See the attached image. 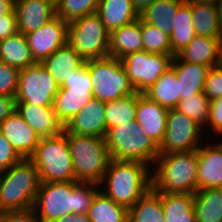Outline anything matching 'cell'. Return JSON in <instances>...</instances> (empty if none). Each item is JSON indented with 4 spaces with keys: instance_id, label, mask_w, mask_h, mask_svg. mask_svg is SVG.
I'll return each instance as SVG.
<instances>
[{
    "instance_id": "6da1fadb",
    "label": "cell",
    "mask_w": 222,
    "mask_h": 222,
    "mask_svg": "<svg viewBox=\"0 0 222 222\" xmlns=\"http://www.w3.org/2000/svg\"><path fill=\"white\" fill-rule=\"evenodd\" d=\"M100 185L78 181L41 182L33 207L42 222H54L66 214H87Z\"/></svg>"
},
{
    "instance_id": "7a4b0ae2",
    "label": "cell",
    "mask_w": 222,
    "mask_h": 222,
    "mask_svg": "<svg viewBox=\"0 0 222 222\" xmlns=\"http://www.w3.org/2000/svg\"><path fill=\"white\" fill-rule=\"evenodd\" d=\"M152 167L139 161L111 158L103 180L102 191L128 210L152 188Z\"/></svg>"
},
{
    "instance_id": "3957f363",
    "label": "cell",
    "mask_w": 222,
    "mask_h": 222,
    "mask_svg": "<svg viewBox=\"0 0 222 222\" xmlns=\"http://www.w3.org/2000/svg\"><path fill=\"white\" fill-rule=\"evenodd\" d=\"M154 166L152 188L157 193L194 194L197 191L198 149L159 154Z\"/></svg>"
},
{
    "instance_id": "277c9868",
    "label": "cell",
    "mask_w": 222,
    "mask_h": 222,
    "mask_svg": "<svg viewBox=\"0 0 222 222\" xmlns=\"http://www.w3.org/2000/svg\"><path fill=\"white\" fill-rule=\"evenodd\" d=\"M41 179L29 158L21 159L0 172V201L5 211H24L34 207Z\"/></svg>"
},
{
    "instance_id": "5b68a950",
    "label": "cell",
    "mask_w": 222,
    "mask_h": 222,
    "mask_svg": "<svg viewBox=\"0 0 222 222\" xmlns=\"http://www.w3.org/2000/svg\"><path fill=\"white\" fill-rule=\"evenodd\" d=\"M76 181L100 185L111 156L105 138L67 132Z\"/></svg>"
},
{
    "instance_id": "8992f818",
    "label": "cell",
    "mask_w": 222,
    "mask_h": 222,
    "mask_svg": "<svg viewBox=\"0 0 222 222\" xmlns=\"http://www.w3.org/2000/svg\"><path fill=\"white\" fill-rule=\"evenodd\" d=\"M105 142L113 159L139 161L154 166L160 154L159 146L135 120L109 128Z\"/></svg>"
},
{
    "instance_id": "52a82bcc",
    "label": "cell",
    "mask_w": 222,
    "mask_h": 222,
    "mask_svg": "<svg viewBox=\"0 0 222 222\" xmlns=\"http://www.w3.org/2000/svg\"><path fill=\"white\" fill-rule=\"evenodd\" d=\"M29 159L37 168L41 182L76 181L65 129L57 136L40 138Z\"/></svg>"
},
{
    "instance_id": "ba28073f",
    "label": "cell",
    "mask_w": 222,
    "mask_h": 222,
    "mask_svg": "<svg viewBox=\"0 0 222 222\" xmlns=\"http://www.w3.org/2000/svg\"><path fill=\"white\" fill-rule=\"evenodd\" d=\"M92 81V94L102 102L118 100L136 93L121 59L106 57L85 61Z\"/></svg>"
},
{
    "instance_id": "9c48e42d",
    "label": "cell",
    "mask_w": 222,
    "mask_h": 222,
    "mask_svg": "<svg viewBox=\"0 0 222 222\" xmlns=\"http://www.w3.org/2000/svg\"><path fill=\"white\" fill-rule=\"evenodd\" d=\"M109 39L110 32L96 12L67 26L66 44L85 61L109 57Z\"/></svg>"
},
{
    "instance_id": "30bf717a",
    "label": "cell",
    "mask_w": 222,
    "mask_h": 222,
    "mask_svg": "<svg viewBox=\"0 0 222 222\" xmlns=\"http://www.w3.org/2000/svg\"><path fill=\"white\" fill-rule=\"evenodd\" d=\"M92 99V81L87 64L84 63L59 88L53 100V109L65 126Z\"/></svg>"
},
{
    "instance_id": "8fae6325",
    "label": "cell",
    "mask_w": 222,
    "mask_h": 222,
    "mask_svg": "<svg viewBox=\"0 0 222 222\" xmlns=\"http://www.w3.org/2000/svg\"><path fill=\"white\" fill-rule=\"evenodd\" d=\"M173 57L141 50L123 57L121 62L135 91L143 93L171 67Z\"/></svg>"
},
{
    "instance_id": "7c38bea8",
    "label": "cell",
    "mask_w": 222,
    "mask_h": 222,
    "mask_svg": "<svg viewBox=\"0 0 222 222\" xmlns=\"http://www.w3.org/2000/svg\"><path fill=\"white\" fill-rule=\"evenodd\" d=\"M59 85L41 63L20 70L16 102L53 106Z\"/></svg>"
},
{
    "instance_id": "4fadbf2b",
    "label": "cell",
    "mask_w": 222,
    "mask_h": 222,
    "mask_svg": "<svg viewBox=\"0 0 222 222\" xmlns=\"http://www.w3.org/2000/svg\"><path fill=\"white\" fill-rule=\"evenodd\" d=\"M203 127L176 109H169L160 154L197 150L202 144Z\"/></svg>"
},
{
    "instance_id": "5bb4252c",
    "label": "cell",
    "mask_w": 222,
    "mask_h": 222,
    "mask_svg": "<svg viewBox=\"0 0 222 222\" xmlns=\"http://www.w3.org/2000/svg\"><path fill=\"white\" fill-rule=\"evenodd\" d=\"M68 23L55 16L38 30L25 34L36 63H42L57 49L66 45Z\"/></svg>"
},
{
    "instance_id": "9a60e30c",
    "label": "cell",
    "mask_w": 222,
    "mask_h": 222,
    "mask_svg": "<svg viewBox=\"0 0 222 222\" xmlns=\"http://www.w3.org/2000/svg\"><path fill=\"white\" fill-rule=\"evenodd\" d=\"M168 110L143 93L137 92L135 121L158 146L165 136Z\"/></svg>"
},
{
    "instance_id": "2e32d148",
    "label": "cell",
    "mask_w": 222,
    "mask_h": 222,
    "mask_svg": "<svg viewBox=\"0 0 222 222\" xmlns=\"http://www.w3.org/2000/svg\"><path fill=\"white\" fill-rule=\"evenodd\" d=\"M105 106L106 102L93 98L65 125V130L75 135L105 138Z\"/></svg>"
},
{
    "instance_id": "e0dca14e",
    "label": "cell",
    "mask_w": 222,
    "mask_h": 222,
    "mask_svg": "<svg viewBox=\"0 0 222 222\" xmlns=\"http://www.w3.org/2000/svg\"><path fill=\"white\" fill-rule=\"evenodd\" d=\"M18 32H34L56 16V6L50 0H15Z\"/></svg>"
},
{
    "instance_id": "ac0fdd59",
    "label": "cell",
    "mask_w": 222,
    "mask_h": 222,
    "mask_svg": "<svg viewBox=\"0 0 222 222\" xmlns=\"http://www.w3.org/2000/svg\"><path fill=\"white\" fill-rule=\"evenodd\" d=\"M0 132L22 159L30 158L40 141V137L16 110L0 124Z\"/></svg>"
},
{
    "instance_id": "d6986e66",
    "label": "cell",
    "mask_w": 222,
    "mask_h": 222,
    "mask_svg": "<svg viewBox=\"0 0 222 222\" xmlns=\"http://www.w3.org/2000/svg\"><path fill=\"white\" fill-rule=\"evenodd\" d=\"M16 111L40 138L57 136L65 126L59 121L53 106L16 102Z\"/></svg>"
},
{
    "instance_id": "ffe728a7",
    "label": "cell",
    "mask_w": 222,
    "mask_h": 222,
    "mask_svg": "<svg viewBox=\"0 0 222 222\" xmlns=\"http://www.w3.org/2000/svg\"><path fill=\"white\" fill-rule=\"evenodd\" d=\"M197 190L222 188V143L198 148Z\"/></svg>"
},
{
    "instance_id": "44dd1931",
    "label": "cell",
    "mask_w": 222,
    "mask_h": 222,
    "mask_svg": "<svg viewBox=\"0 0 222 222\" xmlns=\"http://www.w3.org/2000/svg\"><path fill=\"white\" fill-rule=\"evenodd\" d=\"M171 68L179 81L180 100L204 92L209 66L185 62L176 55L173 57Z\"/></svg>"
},
{
    "instance_id": "7402d4cb",
    "label": "cell",
    "mask_w": 222,
    "mask_h": 222,
    "mask_svg": "<svg viewBox=\"0 0 222 222\" xmlns=\"http://www.w3.org/2000/svg\"><path fill=\"white\" fill-rule=\"evenodd\" d=\"M84 63L85 60L74 48L66 44L57 49L41 64L61 87Z\"/></svg>"
},
{
    "instance_id": "603a6c76",
    "label": "cell",
    "mask_w": 222,
    "mask_h": 222,
    "mask_svg": "<svg viewBox=\"0 0 222 222\" xmlns=\"http://www.w3.org/2000/svg\"><path fill=\"white\" fill-rule=\"evenodd\" d=\"M143 50L141 18L110 33L109 57H123Z\"/></svg>"
},
{
    "instance_id": "cb8c5ba5",
    "label": "cell",
    "mask_w": 222,
    "mask_h": 222,
    "mask_svg": "<svg viewBox=\"0 0 222 222\" xmlns=\"http://www.w3.org/2000/svg\"><path fill=\"white\" fill-rule=\"evenodd\" d=\"M96 13L110 33L140 18L132 0H100Z\"/></svg>"
},
{
    "instance_id": "d4e9b609",
    "label": "cell",
    "mask_w": 222,
    "mask_h": 222,
    "mask_svg": "<svg viewBox=\"0 0 222 222\" xmlns=\"http://www.w3.org/2000/svg\"><path fill=\"white\" fill-rule=\"evenodd\" d=\"M219 38H209L195 35L188 45L177 54L185 62L217 66L219 59Z\"/></svg>"
},
{
    "instance_id": "484cf974",
    "label": "cell",
    "mask_w": 222,
    "mask_h": 222,
    "mask_svg": "<svg viewBox=\"0 0 222 222\" xmlns=\"http://www.w3.org/2000/svg\"><path fill=\"white\" fill-rule=\"evenodd\" d=\"M0 60L19 70L36 63L26 36L20 32L0 40Z\"/></svg>"
},
{
    "instance_id": "4316f807",
    "label": "cell",
    "mask_w": 222,
    "mask_h": 222,
    "mask_svg": "<svg viewBox=\"0 0 222 222\" xmlns=\"http://www.w3.org/2000/svg\"><path fill=\"white\" fill-rule=\"evenodd\" d=\"M165 222H196L194 195L190 193H162Z\"/></svg>"
},
{
    "instance_id": "83f0119b",
    "label": "cell",
    "mask_w": 222,
    "mask_h": 222,
    "mask_svg": "<svg viewBox=\"0 0 222 222\" xmlns=\"http://www.w3.org/2000/svg\"><path fill=\"white\" fill-rule=\"evenodd\" d=\"M143 94L161 106L174 109L180 101L179 81L175 71L170 67Z\"/></svg>"
},
{
    "instance_id": "f1b7e54d",
    "label": "cell",
    "mask_w": 222,
    "mask_h": 222,
    "mask_svg": "<svg viewBox=\"0 0 222 222\" xmlns=\"http://www.w3.org/2000/svg\"><path fill=\"white\" fill-rule=\"evenodd\" d=\"M193 195L196 222H222V188L197 190Z\"/></svg>"
},
{
    "instance_id": "f546056e",
    "label": "cell",
    "mask_w": 222,
    "mask_h": 222,
    "mask_svg": "<svg viewBox=\"0 0 222 222\" xmlns=\"http://www.w3.org/2000/svg\"><path fill=\"white\" fill-rule=\"evenodd\" d=\"M184 0H156L140 14V18L170 35L174 17Z\"/></svg>"
},
{
    "instance_id": "4dcf8cb0",
    "label": "cell",
    "mask_w": 222,
    "mask_h": 222,
    "mask_svg": "<svg viewBox=\"0 0 222 222\" xmlns=\"http://www.w3.org/2000/svg\"><path fill=\"white\" fill-rule=\"evenodd\" d=\"M170 34L171 55L181 52L196 35L191 8L185 1L178 7Z\"/></svg>"
},
{
    "instance_id": "1f68e13d",
    "label": "cell",
    "mask_w": 222,
    "mask_h": 222,
    "mask_svg": "<svg viewBox=\"0 0 222 222\" xmlns=\"http://www.w3.org/2000/svg\"><path fill=\"white\" fill-rule=\"evenodd\" d=\"M162 193L151 188L129 210L128 222H165Z\"/></svg>"
},
{
    "instance_id": "d6a6232c",
    "label": "cell",
    "mask_w": 222,
    "mask_h": 222,
    "mask_svg": "<svg viewBox=\"0 0 222 222\" xmlns=\"http://www.w3.org/2000/svg\"><path fill=\"white\" fill-rule=\"evenodd\" d=\"M196 35L220 38L222 29L219 23L218 7L215 4H189Z\"/></svg>"
},
{
    "instance_id": "836d02e7",
    "label": "cell",
    "mask_w": 222,
    "mask_h": 222,
    "mask_svg": "<svg viewBox=\"0 0 222 222\" xmlns=\"http://www.w3.org/2000/svg\"><path fill=\"white\" fill-rule=\"evenodd\" d=\"M91 222H128V209L99 191L87 212Z\"/></svg>"
},
{
    "instance_id": "e575fe53",
    "label": "cell",
    "mask_w": 222,
    "mask_h": 222,
    "mask_svg": "<svg viewBox=\"0 0 222 222\" xmlns=\"http://www.w3.org/2000/svg\"><path fill=\"white\" fill-rule=\"evenodd\" d=\"M137 107V92L127 97L106 102V129L120 126L135 120Z\"/></svg>"
},
{
    "instance_id": "d590c367",
    "label": "cell",
    "mask_w": 222,
    "mask_h": 222,
    "mask_svg": "<svg viewBox=\"0 0 222 222\" xmlns=\"http://www.w3.org/2000/svg\"><path fill=\"white\" fill-rule=\"evenodd\" d=\"M210 102L211 101L204 92H201L195 96H190L185 100H180L174 109L185 114L206 129L205 127L208 121Z\"/></svg>"
},
{
    "instance_id": "8d00e7d4",
    "label": "cell",
    "mask_w": 222,
    "mask_h": 222,
    "mask_svg": "<svg viewBox=\"0 0 222 222\" xmlns=\"http://www.w3.org/2000/svg\"><path fill=\"white\" fill-rule=\"evenodd\" d=\"M100 0H60L56 5V16L68 24L97 11Z\"/></svg>"
},
{
    "instance_id": "74e56055",
    "label": "cell",
    "mask_w": 222,
    "mask_h": 222,
    "mask_svg": "<svg viewBox=\"0 0 222 222\" xmlns=\"http://www.w3.org/2000/svg\"><path fill=\"white\" fill-rule=\"evenodd\" d=\"M141 32L143 39V50L171 55L170 35L164 33L156 26L150 25L141 19Z\"/></svg>"
},
{
    "instance_id": "f35d334b",
    "label": "cell",
    "mask_w": 222,
    "mask_h": 222,
    "mask_svg": "<svg viewBox=\"0 0 222 222\" xmlns=\"http://www.w3.org/2000/svg\"><path fill=\"white\" fill-rule=\"evenodd\" d=\"M20 70L0 60V95L16 97Z\"/></svg>"
},
{
    "instance_id": "ab89813d",
    "label": "cell",
    "mask_w": 222,
    "mask_h": 222,
    "mask_svg": "<svg viewBox=\"0 0 222 222\" xmlns=\"http://www.w3.org/2000/svg\"><path fill=\"white\" fill-rule=\"evenodd\" d=\"M204 94L210 101L222 96V69L220 67L210 68L205 81Z\"/></svg>"
},
{
    "instance_id": "60d3db41",
    "label": "cell",
    "mask_w": 222,
    "mask_h": 222,
    "mask_svg": "<svg viewBox=\"0 0 222 222\" xmlns=\"http://www.w3.org/2000/svg\"><path fill=\"white\" fill-rule=\"evenodd\" d=\"M21 159L11 143L0 132V172L6 171Z\"/></svg>"
},
{
    "instance_id": "b9f144b4",
    "label": "cell",
    "mask_w": 222,
    "mask_h": 222,
    "mask_svg": "<svg viewBox=\"0 0 222 222\" xmlns=\"http://www.w3.org/2000/svg\"><path fill=\"white\" fill-rule=\"evenodd\" d=\"M206 126L210 127L214 135H222V96L210 102L209 116Z\"/></svg>"
},
{
    "instance_id": "7bdbcfd3",
    "label": "cell",
    "mask_w": 222,
    "mask_h": 222,
    "mask_svg": "<svg viewBox=\"0 0 222 222\" xmlns=\"http://www.w3.org/2000/svg\"><path fill=\"white\" fill-rule=\"evenodd\" d=\"M0 222H42L32 209L24 211H6L1 217Z\"/></svg>"
},
{
    "instance_id": "ee69618b",
    "label": "cell",
    "mask_w": 222,
    "mask_h": 222,
    "mask_svg": "<svg viewBox=\"0 0 222 222\" xmlns=\"http://www.w3.org/2000/svg\"><path fill=\"white\" fill-rule=\"evenodd\" d=\"M18 32L16 14H6L0 18V40Z\"/></svg>"
},
{
    "instance_id": "f6af8a7d",
    "label": "cell",
    "mask_w": 222,
    "mask_h": 222,
    "mask_svg": "<svg viewBox=\"0 0 222 222\" xmlns=\"http://www.w3.org/2000/svg\"><path fill=\"white\" fill-rule=\"evenodd\" d=\"M15 110V97L0 95V124Z\"/></svg>"
},
{
    "instance_id": "bcb514c9",
    "label": "cell",
    "mask_w": 222,
    "mask_h": 222,
    "mask_svg": "<svg viewBox=\"0 0 222 222\" xmlns=\"http://www.w3.org/2000/svg\"><path fill=\"white\" fill-rule=\"evenodd\" d=\"M54 222H91L87 214H66Z\"/></svg>"
},
{
    "instance_id": "7dc6e473",
    "label": "cell",
    "mask_w": 222,
    "mask_h": 222,
    "mask_svg": "<svg viewBox=\"0 0 222 222\" xmlns=\"http://www.w3.org/2000/svg\"><path fill=\"white\" fill-rule=\"evenodd\" d=\"M14 1L15 0H0V18L6 14H16Z\"/></svg>"
},
{
    "instance_id": "c3c4849f",
    "label": "cell",
    "mask_w": 222,
    "mask_h": 222,
    "mask_svg": "<svg viewBox=\"0 0 222 222\" xmlns=\"http://www.w3.org/2000/svg\"><path fill=\"white\" fill-rule=\"evenodd\" d=\"M135 10L140 15L144 10L156 0H132Z\"/></svg>"
},
{
    "instance_id": "681fc988",
    "label": "cell",
    "mask_w": 222,
    "mask_h": 222,
    "mask_svg": "<svg viewBox=\"0 0 222 222\" xmlns=\"http://www.w3.org/2000/svg\"><path fill=\"white\" fill-rule=\"evenodd\" d=\"M188 4H195V3H205V4H215L217 5L218 0H184Z\"/></svg>"
},
{
    "instance_id": "f907efd6",
    "label": "cell",
    "mask_w": 222,
    "mask_h": 222,
    "mask_svg": "<svg viewBox=\"0 0 222 222\" xmlns=\"http://www.w3.org/2000/svg\"><path fill=\"white\" fill-rule=\"evenodd\" d=\"M220 45H219V59L217 66L222 69V35L220 36Z\"/></svg>"
},
{
    "instance_id": "816d5d0a",
    "label": "cell",
    "mask_w": 222,
    "mask_h": 222,
    "mask_svg": "<svg viewBox=\"0 0 222 222\" xmlns=\"http://www.w3.org/2000/svg\"><path fill=\"white\" fill-rule=\"evenodd\" d=\"M217 7H218L219 23L222 29V0H218Z\"/></svg>"
},
{
    "instance_id": "f5cc1de1",
    "label": "cell",
    "mask_w": 222,
    "mask_h": 222,
    "mask_svg": "<svg viewBox=\"0 0 222 222\" xmlns=\"http://www.w3.org/2000/svg\"><path fill=\"white\" fill-rule=\"evenodd\" d=\"M6 211L3 209V206L1 205L0 201V217L5 213Z\"/></svg>"
},
{
    "instance_id": "db71d44e",
    "label": "cell",
    "mask_w": 222,
    "mask_h": 222,
    "mask_svg": "<svg viewBox=\"0 0 222 222\" xmlns=\"http://www.w3.org/2000/svg\"><path fill=\"white\" fill-rule=\"evenodd\" d=\"M50 1L56 6L60 0H50Z\"/></svg>"
}]
</instances>
